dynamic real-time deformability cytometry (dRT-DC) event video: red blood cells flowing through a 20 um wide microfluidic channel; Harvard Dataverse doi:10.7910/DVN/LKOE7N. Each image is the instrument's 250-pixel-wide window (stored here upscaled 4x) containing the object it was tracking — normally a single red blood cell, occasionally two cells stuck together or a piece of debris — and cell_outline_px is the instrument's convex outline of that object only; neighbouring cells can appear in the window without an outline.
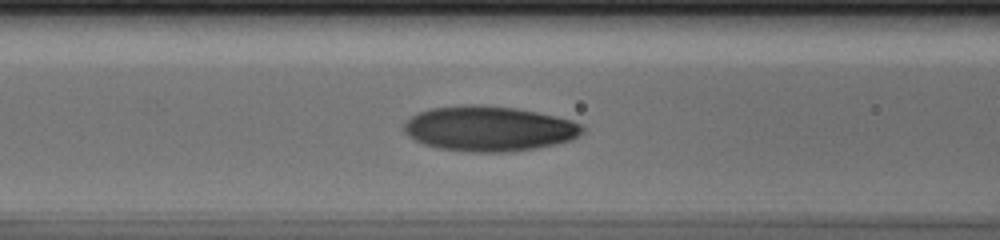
{"species": "human", "species_latin": "Homo sapiens", "temperature_condition": "cold", "stored_images_in_passage": 30, "camera_frame_rate_fps": 3000, "um_per_image_px": 0.085, "donor": {"sex": "male"}, "frame": {"image": 1, "passage_image": 6, "time_ms": 1.667, "image_size_px": [1000, 240], "cell_outline_px": [[584, 128], [572, 140], [556, 144], [536, 148], [504, 152], [472, 152], [440, 148], [424, 144], [408, 136], [404, 132], [404, 124], [412, 116], [420, 112], [432, 108], [516, 108], [556, 116], [572, 120], [580, 124]], "centroid_in_image_um": [41.6, 10.98], "position_along_channel_um": 125.0, "area_um2": 45.26}}
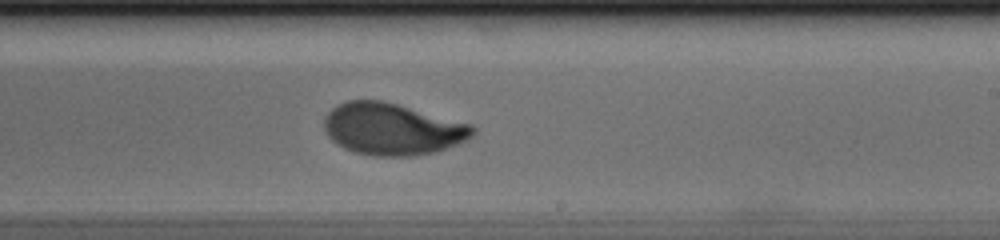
{"frame": {"image": 2, "passage_image": 16, "time_ms": 5.0, "image_size_px": [1000, 240], "cell_outline_px": [[476, 132], [468, 140], [460, 144], [436, 152], [416, 156], [372, 156], [356, 152], [344, 148], [336, 144], [328, 136], [324, 128], [324, 116], [336, 104], [348, 100], [380, 100], [396, 104], [472, 124], [476, 128]], "centroid_in_image_um": [33.36, 10.98], "position_along_channel_um": 255.6, "area_um2": 45.2}}
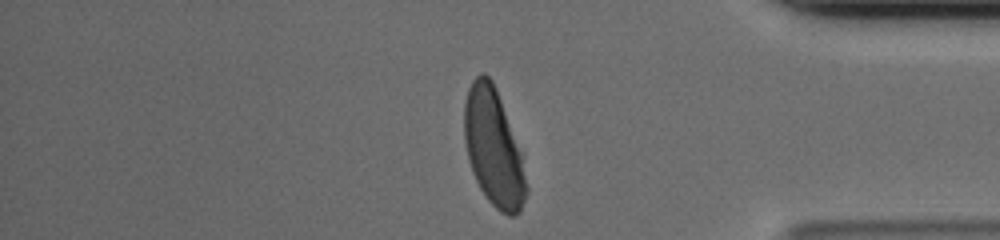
{"frame": {"image": 3, "passage_image": 28, "time_ms": 9.0, "image_size_px": [1000, 240], "cell_outline_px": [[528, 192], [520, 212], [516, 216], [508, 216], [500, 212], [488, 200], [480, 188], [472, 172], [468, 160], [464, 140], [464, 104], [468, 88], [472, 80], [480, 72], [484, 72], [492, 80], [496, 88], [520, 152], [528, 188]], "centroid_in_image_um": [41.93, 12.57], "position_along_channel_um": 393.3, "area_um2": 42.19}}